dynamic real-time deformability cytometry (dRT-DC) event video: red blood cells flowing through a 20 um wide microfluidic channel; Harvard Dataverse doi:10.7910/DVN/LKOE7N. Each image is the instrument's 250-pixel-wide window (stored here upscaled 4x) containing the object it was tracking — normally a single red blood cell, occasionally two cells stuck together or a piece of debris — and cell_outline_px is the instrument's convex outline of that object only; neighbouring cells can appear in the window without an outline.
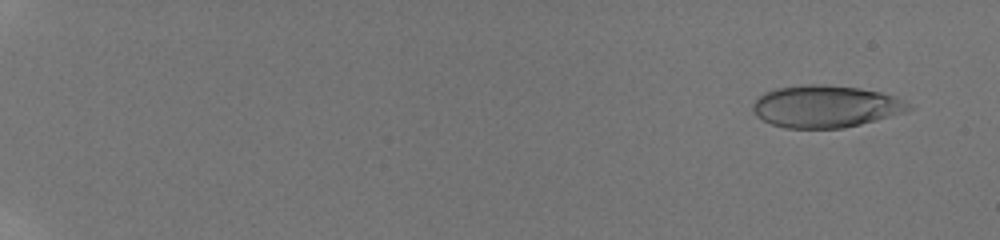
{"species": "human", "species_latin": "Homo sapiens", "temperature_condition": "room temperature", "stored_images_in_passage": 100, "camera_frame_rate_fps": 3000, "um_per_image_px": 0.085, "donor": {"sex": "male"}, "frame": {"image": 1, "passage_image": 10, "time_ms": 1.333, "image_size_px": [1000, 240], "cell_outline_px": [[912, 108], [904, 112], [876, 120], [844, 128], [784, 128], [772, 124], [756, 116], [752, 108], [752, 104], [764, 92], [776, 88], [808, 84], [816, 84], [860, 88], [880, 92], [896, 96], [912, 104]], "centroid_in_image_um": [70.18, 9.05], "position_along_channel_um": 14.8, "area_um2": 38.21}}
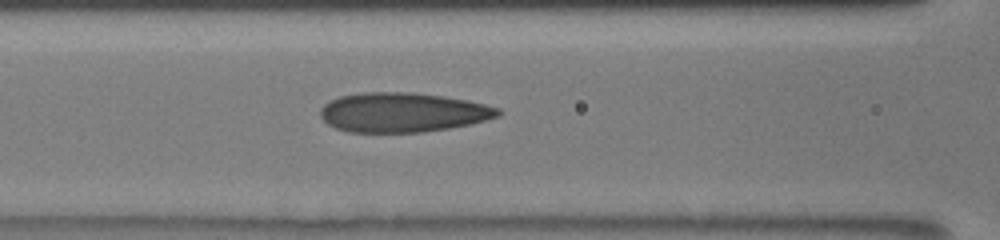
{"frame": {"image": 2, "passage_image": 49, "time_ms": 9.667, "image_size_px": [1000, 240], "cell_outline_px": [[500, 116], [472, 124], [424, 132], [348, 132], [336, 128], [328, 124], [320, 116], [320, 108], [324, 104], [340, 96], [364, 92], [412, 92], [444, 96], [468, 100], [500, 108]], "centroid_in_image_um": [34.24, 9.55], "position_along_channel_um": 132.4, "area_um2": 41.04}}
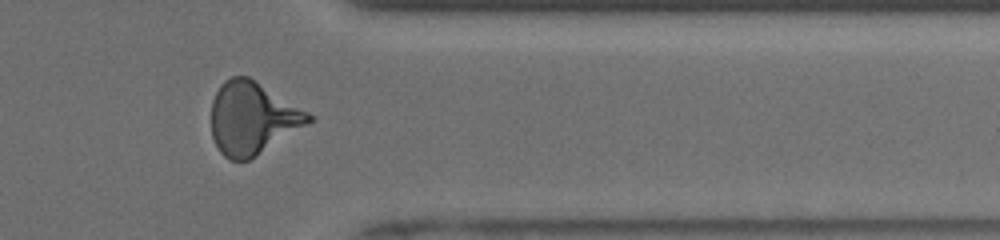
{"frame": {"image": 3, "passage_image": 91, "time_ms": 16.333, "image_size_px": [1000, 240], "cell_outline_px": [[316, 120], [256, 156], [248, 160], [232, 160], [224, 156], [220, 152], [212, 136], [212, 100], [220, 84], [224, 80], [232, 76], [248, 76], [316, 116]], "centroid_in_image_um": [21.49, 10.04], "position_along_channel_um": 389.9, "area_um2": 41.21}, "authors_computed_cell_mechanics": {"area_um2": 39.1884, "velocity_mm_per_s": 3.9074, "shape_relaxation_time_tau1_ms": null, "shape_relaxation_time_tau2_ms": 1.0082, "deformation_change_tau1": null, "deformation_change_tau2": 0.0966}}